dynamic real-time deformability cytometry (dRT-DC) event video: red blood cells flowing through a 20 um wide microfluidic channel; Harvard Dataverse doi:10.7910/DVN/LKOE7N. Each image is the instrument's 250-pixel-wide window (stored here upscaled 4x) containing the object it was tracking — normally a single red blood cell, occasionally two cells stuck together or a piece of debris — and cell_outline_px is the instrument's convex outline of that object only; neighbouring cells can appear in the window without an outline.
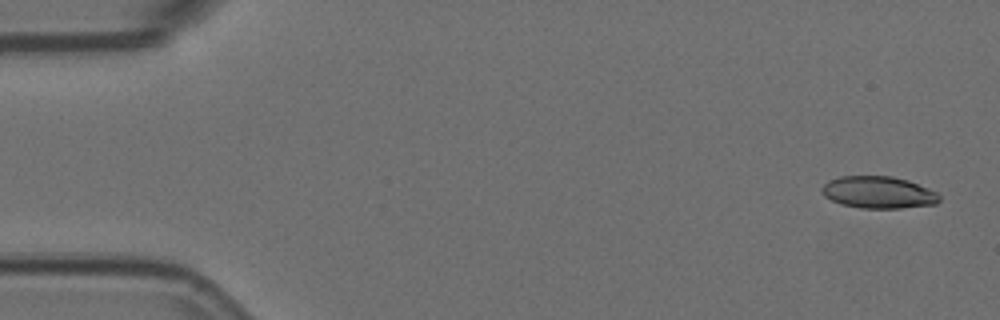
{"species": "Egyptian fruit bat (a non-hibernating species)", "species_latin": "Rousettus aegyptiacus", "temperature_condition": "room temperature", "stored_images_in_passage": 6, "camera_frame_rate_fps": 3000, "um_per_image_px": 0.085, "animal": {"sex": "female"}, "frame": {"image": 1, "passage_image": 1, "time_ms": 0.0, "image_size_px": [1000, 320], "cell_outline_px": [[940, 200], [936, 204], [900, 208], [860, 208], [840, 204], [824, 196], [820, 192], [820, 188], [828, 180], [840, 176], [892, 176], [908, 180], [928, 188], [936, 192], [940, 196]], "centroid_in_image_um": [74.63, 16.35], "position_along_channel_um": 10.4, "area_um2": 22.08}}